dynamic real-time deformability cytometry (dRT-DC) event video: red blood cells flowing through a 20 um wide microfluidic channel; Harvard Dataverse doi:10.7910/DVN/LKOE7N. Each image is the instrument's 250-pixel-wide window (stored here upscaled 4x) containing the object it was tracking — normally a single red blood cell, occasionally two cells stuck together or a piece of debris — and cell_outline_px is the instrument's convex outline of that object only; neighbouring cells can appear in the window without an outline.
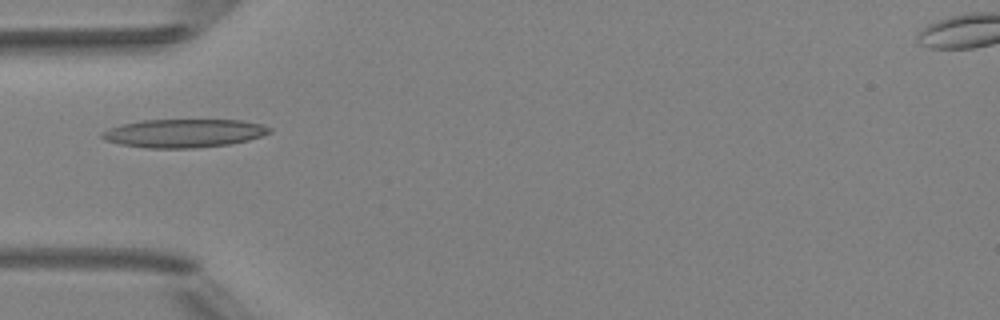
{"species": "Egyptian fruit bat (a non-hibernating species)", "species_latin": "Rousettus aegyptiacus", "temperature_condition": "room temperature", "stored_images_in_passage": 1, "camera_frame_rate_fps": 3000, "um_per_image_px": 0.085, "animal": {"sex": "female"}, "frame": {"image": 1, "passage_image": 1, "time_ms": 0.0, "image_size_px": [1000, 320], "cell_outline_px": [[272, 132], [248, 140], [228, 144], [196, 148], [144, 148], [120, 144], [104, 140], [100, 136], [100, 132], [124, 124], [140, 120], [240, 120], [264, 124], [272, 128]], "centroid_in_image_um": [15.64, 11.32], "position_along_channel_um": 69.4, "area_um2": 27.74}}